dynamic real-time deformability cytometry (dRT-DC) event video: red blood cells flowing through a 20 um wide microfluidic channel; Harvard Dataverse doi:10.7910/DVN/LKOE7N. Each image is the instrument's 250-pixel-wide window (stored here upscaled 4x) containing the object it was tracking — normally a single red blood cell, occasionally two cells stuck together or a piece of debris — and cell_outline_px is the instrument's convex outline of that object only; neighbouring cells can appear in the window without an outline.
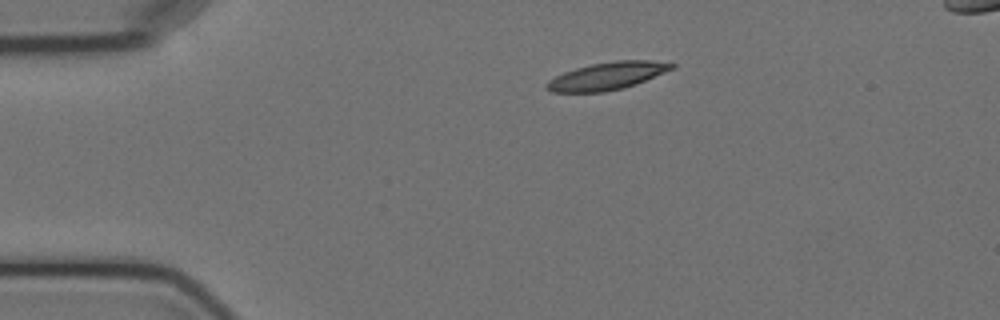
{"species": "Egyptian fruit bat (a non-hibernating species)", "species_latin": "Rousettus aegyptiacus", "temperature_condition": "cold", "stored_images_in_passage": 4, "camera_frame_rate_fps": 3000, "um_per_image_px": 0.085, "animal": {"sex": "female"}, "frame": {"image": 1, "passage_image": 1, "time_ms": 0.0, "image_size_px": [1000, 320], "cell_outline_px": [[676, 68], [636, 84], [624, 88], [604, 92], [552, 92], [544, 88], [544, 84], [548, 80], [564, 72], [576, 68], [592, 64], [616, 60], [652, 60], [676, 64]], "centroid_in_image_um": [51.62, 6.46], "position_along_channel_um": 33.4, "area_um2": 20.23}}
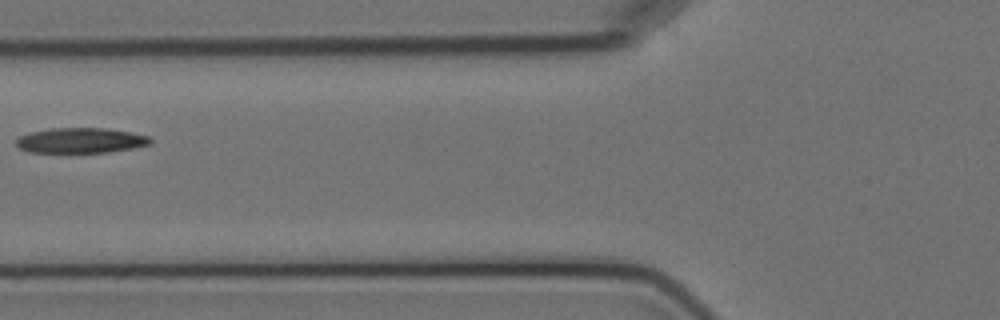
{"frame": {"image": 2, "passage_image": 4, "time_ms": 3.667, "image_size_px": [1000, 320], "cell_outline_px": [[152, 144], [132, 148], [108, 152], [28, 152], [20, 148], [16, 144], [16, 140], [20, 136], [28, 132], [48, 128], [104, 128], [132, 132], [148, 136], [152, 140]], "centroid_in_image_um": [6.85, 11.93], "position_along_channel_um": 118.9, "area_um2": 19.77}}